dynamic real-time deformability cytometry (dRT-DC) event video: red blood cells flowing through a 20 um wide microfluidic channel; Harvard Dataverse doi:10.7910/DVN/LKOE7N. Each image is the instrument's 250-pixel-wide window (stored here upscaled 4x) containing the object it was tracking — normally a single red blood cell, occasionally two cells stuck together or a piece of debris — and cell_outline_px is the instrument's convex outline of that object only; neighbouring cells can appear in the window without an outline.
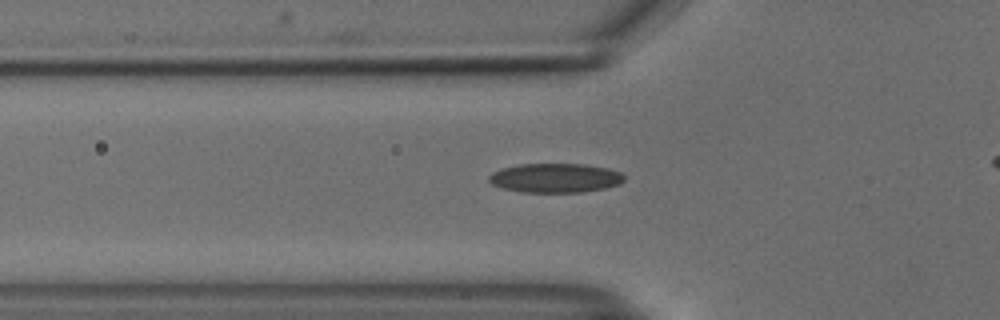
{"species": "common noctule bat (a hibernating species)", "species_latin": "Nyctalus noctula", "temperature_condition": "cold", "stored_images_in_passage": 33, "camera_frame_rate_fps": 3000, "um_per_image_px": 0.085, "animal": {"sex": "male", "body_mass_g": 18.8}, "frame": {"image": 1, "passage_image": 4, "time_ms": 1.0, "image_size_px": [1000, 320], "cell_outline_px": [[624, 180], [620, 184], [604, 188], [580, 192], [520, 192], [504, 188], [492, 184], [488, 180], [488, 176], [492, 172], [500, 168], [520, 164], [584, 164], [608, 168], [620, 172], [624, 176]], "centroid_in_image_um": [47.18, 15.12], "position_along_channel_um": 78.6, "area_um2": 23.06}}
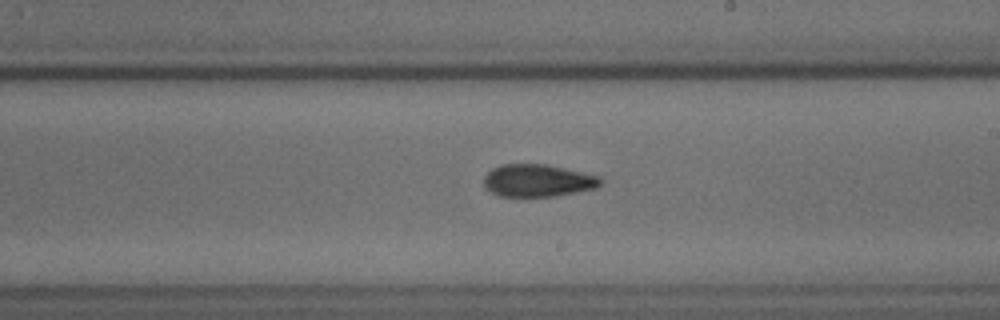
{"frame": {"image": 2, "passage_image": 17, "time_ms": 5.333, "image_size_px": [1000, 320], "cell_outline_px": [[600, 184], [596, 188], [556, 196], [500, 196], [484, 188], [484, 176], [492, 168], [500, 164], [548, 164], [600, 176]], "centroid_in_image_um": [45.69, 15.34], "position_along_channel_um": 243.3, "area_um2": 22.08}}
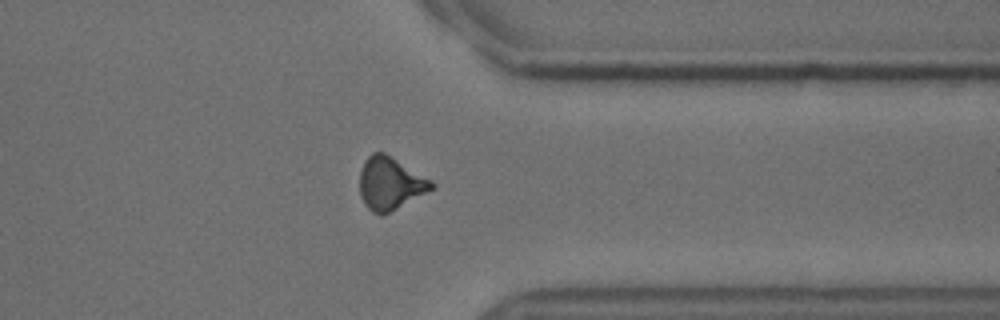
{"frame": {"image": 3, "passage_image": 28, "time_ms": 9.0, "image_size_px": [1000, 320], "cell_outline_px": [[436, 188], [380, 216], [372, 212], [364, 204], [360, 196], [360, 172], [364, 160], [372, 152], [384, 152], [432, 180], [436, 184]], "centroid_in_image_um": [33.17, 15.59], "position_along_channel_um": 378.2, "area_um2": 22.08}}